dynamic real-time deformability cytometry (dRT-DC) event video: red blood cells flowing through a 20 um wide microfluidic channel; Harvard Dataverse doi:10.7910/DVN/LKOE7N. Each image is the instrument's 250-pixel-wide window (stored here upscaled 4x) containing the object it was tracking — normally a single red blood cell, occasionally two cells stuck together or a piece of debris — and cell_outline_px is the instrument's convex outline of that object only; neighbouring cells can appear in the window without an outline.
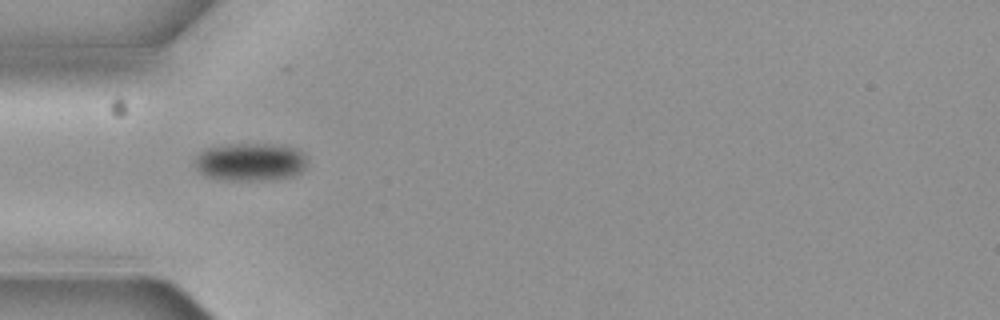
{"species": "common noctule bat (a hibernating species)", "species_latin": "Nyctalus noctula", "temperature_condition": "cold", "stored_images_in_passage": 4, "camera_frame_rate_fps": 3000, "um_per_image_px": 0.085, "animal": {"sex": "female", "body_mass_g": 19.3, "forearm_length_mm": 54.1}, "frame": {"image": 1, "passage_image": 1, "time_ms": 0.0, "image_size_px": [1000, 320], "cell_outline_px": [[308, 160], [304, 168], [300, 172], [292, 176], [272, 180], [228, 180], [208, 176], [200, 172], [196, 168], [192, 160], [200, 152], [208, 148], [232, 144], [272, 144], [296, 148]], "centroid_in_image_um": [21.27, 13.77], "position_along_channel_um": 63.7, "area_um2": 24.8}}
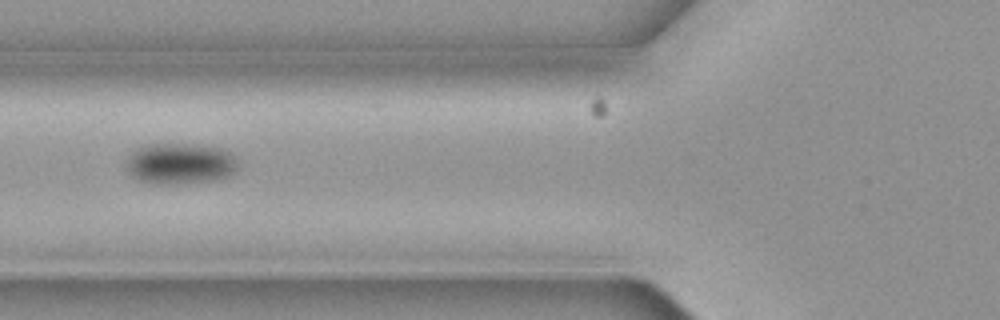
{"frame": {"image": 2, "passage_image": 2, "time_ms": 0.333, "image_size_px": [1000, 320], "cell_outline_px": [[236, 172], [228, 176], [216, 180], [172, 184], [152, 184], [140, 180], [132, 176], [124, 164], [140, 148], [152, 144], [204, 144], [220, 148], [232, 152], [236, 156]], "centroid_in_image_um": [15.38, 13.91], "position_along_channel_um": 110.4, "area_um2": 26.7}}
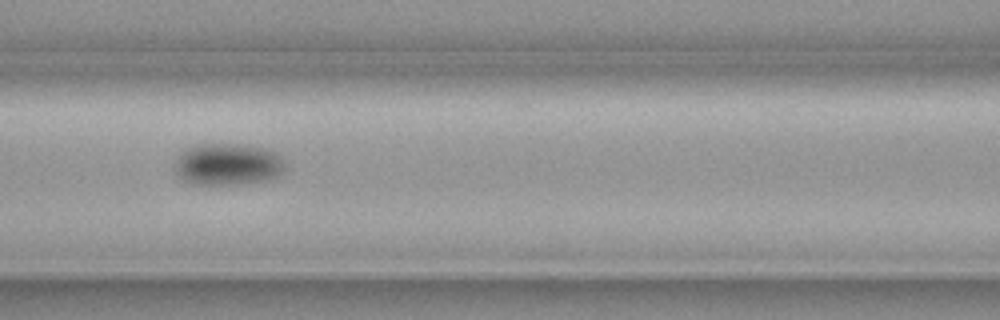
{"frame": {"image": 3, "passage_image": 3, "time_ms": 0.667, "image_size_px": [1000, 320], "cell_outline_px": [[284, 172], [276, 176], [264, 180], [240, 184], [192, 184], [184, 180], [176, 172], [176, 160], [180, 152], [196, 144], [240, 144], [264, 148], [276, 152], [284, 160]], "centroid_in_image_um": [19.37, 13.95], "position_along_channel_um": 147.2, "area_um2": 26.82}}